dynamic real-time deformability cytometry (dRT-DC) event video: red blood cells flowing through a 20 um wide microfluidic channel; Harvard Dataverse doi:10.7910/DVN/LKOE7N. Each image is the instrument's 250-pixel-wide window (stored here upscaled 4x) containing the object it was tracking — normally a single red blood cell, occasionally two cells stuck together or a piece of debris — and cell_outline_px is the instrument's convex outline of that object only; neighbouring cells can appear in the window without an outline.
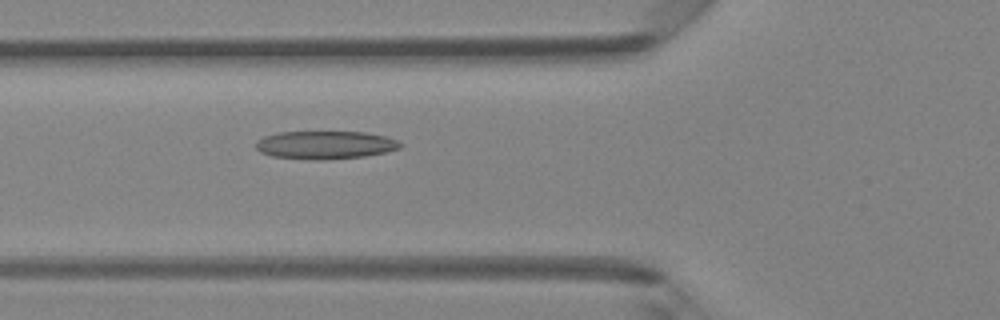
{"species": "Egyptian fruit bat (a non-hibernating species)", "species_latin": "Rousettus aegyptiacus", "temperature_condition": "room temperature", "stored_images_in_passage": 48, "camera_frame_rate_fps": 3000, "um_per_image_px": 0.085, "animal": {"sex": "female"}, "frame": {"image": 1, "passage_image": 18, "time_ms": 5.667, "image_size_px": [1000, 320], "cell_outline_px": [[404, 144], [400, 148], [384, 152], [364, 156], [324, 160], [308, 160], [272, 156], [260, 152], [256, 148], [256, 140], [264, 136], [276, 132], [364, 132], [384, 136], [396, 140]], "centroid_in_image_um": [27.6, 12.32], "position_along_channel_um": 98.2, "area_um2": 23.7}}
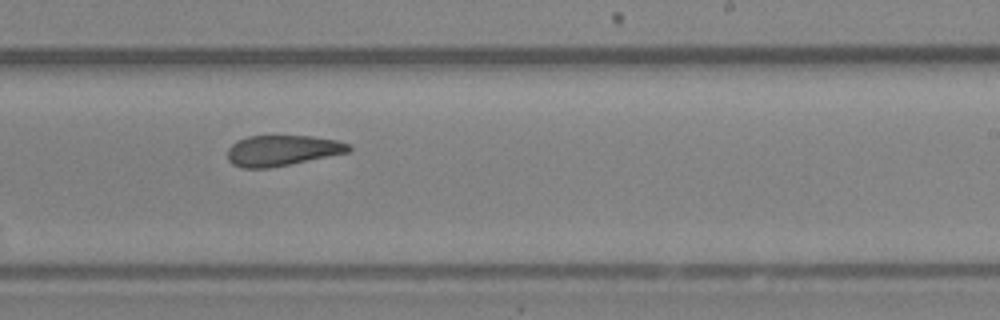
{"frame": {"image": 2, "passage_image": 30, "time_ms": 9.667, "image_size_px": [1000, 320], "cell_outline_px": [[352, 148], [348, 152], [268, 168], [240, 168], [232, 164], [228, 160], [228, 148], [236, 140], [248, 136], [312, 136], [336, 140], [352, 144]], "centroid_in_image_um": [23.96, 12.78], "position_along_channel_um": 265.0, "area_um2": 21.56}}
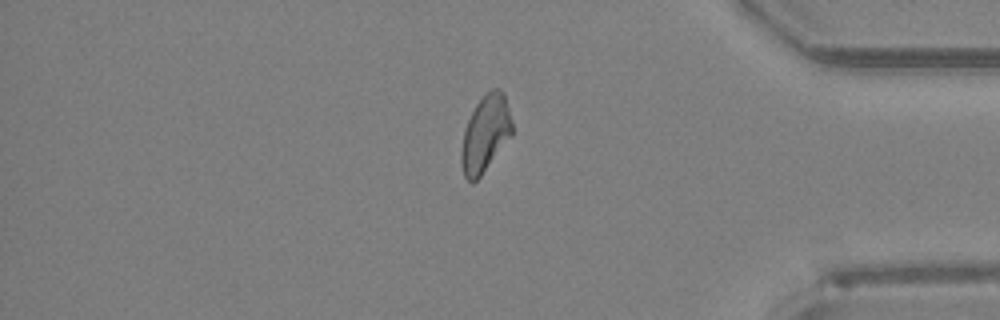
{"frame": {"image": 3, "passage_image": 41, "time_ms": 13.333, "image_size_px": [1000, 320], "cell_outline_px": [[512, 136], [480, 176], [472, 184], [464, 176], [460, 164], [460, 152], [464, 128], [476, 104], [492, 88], [500, 88], [504, 92], [512, 120]], "centroid_in_image_um": [41.25, 11.38], "position_along_channel_um": 394.0, "area_um2": 22.77}, "authors_computed_cell_mechanics": {"area_um2": 23.0044, "velocity_mm_per_s": 4.1879, "shape_relaxation_time_tau1_ms": null, "shape_relaxation_time_tau2_ms": 3.8306, "deformation_change_tau1": null, "deformation_change_tau2": 0.1201}}